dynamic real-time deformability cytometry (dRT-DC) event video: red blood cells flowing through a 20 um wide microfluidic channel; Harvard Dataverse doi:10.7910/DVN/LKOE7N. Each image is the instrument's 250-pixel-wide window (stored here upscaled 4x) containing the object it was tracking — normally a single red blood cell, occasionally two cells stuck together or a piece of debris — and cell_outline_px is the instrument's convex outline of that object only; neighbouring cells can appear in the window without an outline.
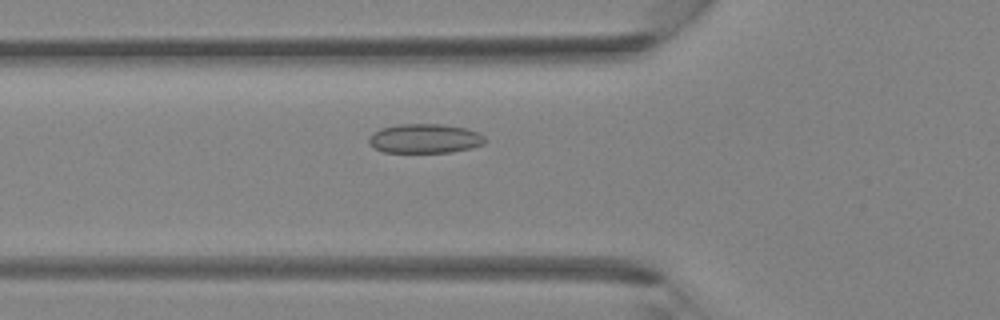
{"species": "Egyptian fruit bat (a non-hibernating species)", "species_latin": "Rousettus aegyptiacus", "temperature_condition": "room temperature", "stored_images_in_passage": 41, "camera_frame_rate_fps": 3000, "um_per_image_px": 0.085, "animal": {"sex": "female"}, "frame": {"image": 1, "passage_image": 15, "time_ms": 4.667, "image_size_px": [1000, 320], "cell_outline_px": [[488, 140], [484, 144], [472, 148], [452, 152], [384, 152], [368, 144], [368, 140], [372, 132], [380, 128], [396, 124], [444, 124], [464, 128], [476, 132], [484, 136]], "centroid_in_image_um": [36.1, 11.77], "position_along_channel_um": 89.7, "area_um2": 20.0}}
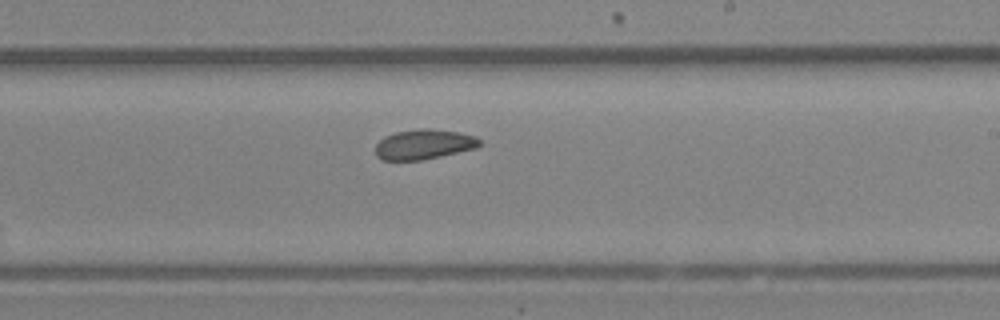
{"frame": {"image": 2, "passage_image": 25, "time_ms": 8.0, "image_size_px": [1000, 320], "cell_outline_px": [[480, 144], [476, 148], [440, 156], [420, 160], [380, 160], [376, 156], [376, 144], [384, 136], [396, 132], [420, 128], [428, 128], [456, 132], [476, 136], [480, 140]], "centroid_in_image_um": [36.0, 12.27], "position_along_channel_um": 253.0, "area_um2": 18.09}}
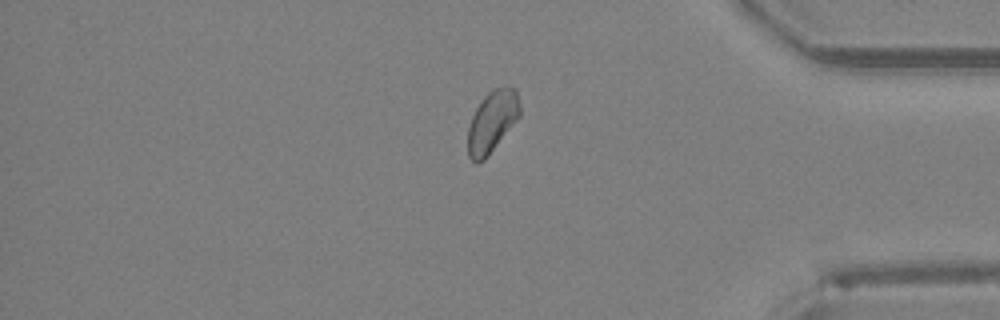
{"frame": {"image": 3, "passage_image": 35, "time_ms": 11.333, "image_size_px": [1000, 320], "cell_outline_px": [[520, 116], [488, 156], [484, 160], [476, 164], [468, 156], [468, 128], [472, 116], [476, 108], [484, 96], [492, 88], [516, 88], [520, 108]], "centroid_in_image_um": [41.82, 10.35], "position_along_channel_um": 393.4, "area_um2": 18.55}}